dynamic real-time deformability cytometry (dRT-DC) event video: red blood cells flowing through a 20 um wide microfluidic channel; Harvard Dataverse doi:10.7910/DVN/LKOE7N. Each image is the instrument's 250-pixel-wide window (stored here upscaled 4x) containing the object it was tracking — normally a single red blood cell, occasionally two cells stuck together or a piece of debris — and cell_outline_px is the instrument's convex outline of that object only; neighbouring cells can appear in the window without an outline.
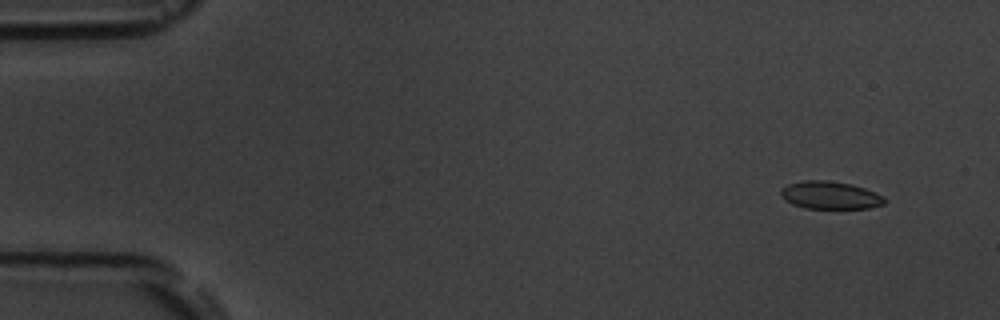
{"species": "common noctule bat (a hibernating species)", "species_latin": "Nyctalus noctula", "temperature_condition": "room temperature", "stored_images_in_passage": 9, "camera_frame_rate_fps": 3000, "um_per_image_px": 0.085, "animal": {"sex": "male", "body_mass_g": 19.5, "forearm_length_mm": 54.6}, "frame": {"image": 1, "passage_image": 1, "time_ms": 0.0, "image_size_px": [1000, 320], "cell_outline_px": [[888, 200], [884, 204], [868, 208], [804, 208], [792, 204], [784, 200], [780, 196], [780, 188], [788, 184], [804, 180], [828, 180], [852, 184], [864, 188], [884, 196]], "centroid_in_image_um": [70.54, 16.59], "position_along_channel_um": 14.5, "area_um2": 16.94}}
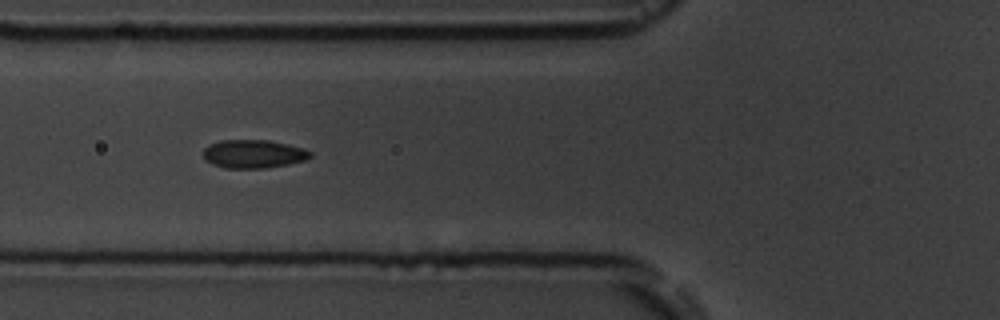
{"frame": {"image": 2, "passage_image": 6, "time_ms": 5.667, "image_size_px": [1000, 320], "cell_outline_px": [[312, 156], [304, 160], [288, 164], [264, 168], [224, 168], [212, 164], [204, 156], [204, 148], [208, 144], [220, 140], [268, 140], [288, 144], [304, 148], [312, 152]], "centroid_in_image_um": [21.55, 13.07], "position_along_channel_um": 104.2, "area_um2": 17.69}}
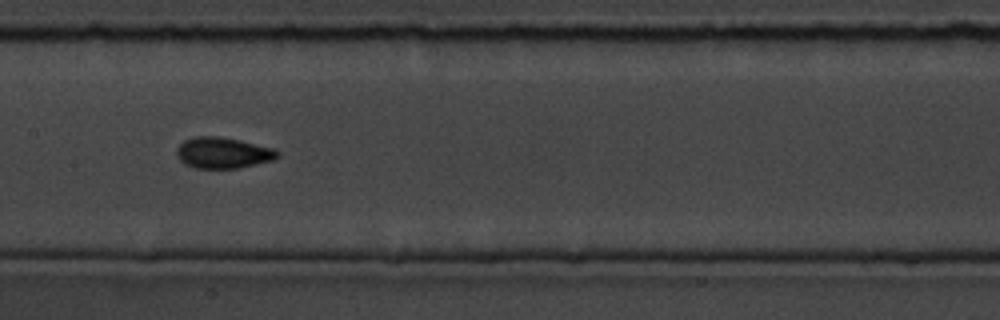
{"frame": {"image": 3, "passage_image": 8, "time_ms": 8.0, "image_size_px": [1000, 320], "cell_outline_px": [[280, 156], [272, 160], [240, 168], [196, 168], [184, 164], [176, 156], [176, 148], [184, 140], [192, 136], [220, 136], [240, 140], [276, 148], [280, 152]], "centroid_in_image_um": [18.96, 12.98], "position_along_channel_um": 188.4, "area_um2": 18.55}}